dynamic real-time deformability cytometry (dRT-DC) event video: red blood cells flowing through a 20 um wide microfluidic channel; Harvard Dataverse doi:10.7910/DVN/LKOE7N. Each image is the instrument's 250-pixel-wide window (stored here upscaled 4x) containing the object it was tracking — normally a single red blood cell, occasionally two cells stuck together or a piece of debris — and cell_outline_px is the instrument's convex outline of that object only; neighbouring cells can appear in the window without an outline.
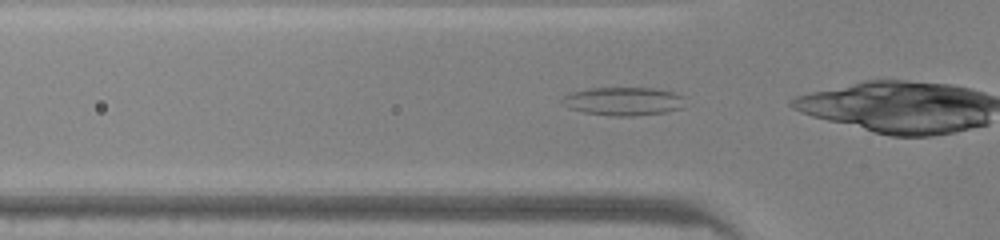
{"species": "common noctule bat (a hibernating species)", "species_latin": "Nyctalus noctula", "temperature_condition": "warm", "stored_images_in_passage": 29, "camera_frame_rate_fps": 3000, "um_per_image_px": 0.085, "animal": {"sex": "male", "body_mass_g": 20.0, "forearm_length_mm": 53.3}, "frame": {"image": 1, "passage_image": 7, "time_ms": 2.0, "image_size_px": [1000, 240], "cell_outline_px": [[684, 108], [668, 112], [636, 116], [612, 116], [584, 112], [568, 108], [560, 100], [564, 96], [572, 92], [588, 88], [652, 88], [672, 92], [684, 96]], "centroid_in_image_um": [53.01, 8.62], "position_along_channel_um": 72.8, "area_um2": 20.46}}
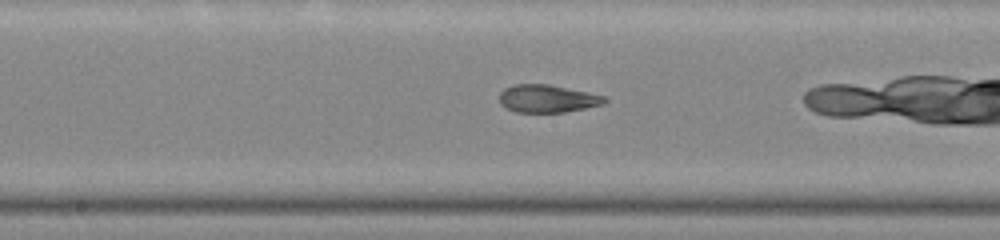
{"frame": {"image": 2, "passage_image": 16, "time_ms": 5.0, "image_size_px": [1000, 240], "cell_outline_px": [[608, 100], [604, 104], [564, 112], [516, 112], [500, 104], [500, 92], [504, 88], [516, 84], [548, 84], [588, 92], [604, 96]], "centroid_in_image_um": [46.53, 8.38], "position_along_channel_um": 201.7, "area_um2": 16.88}}
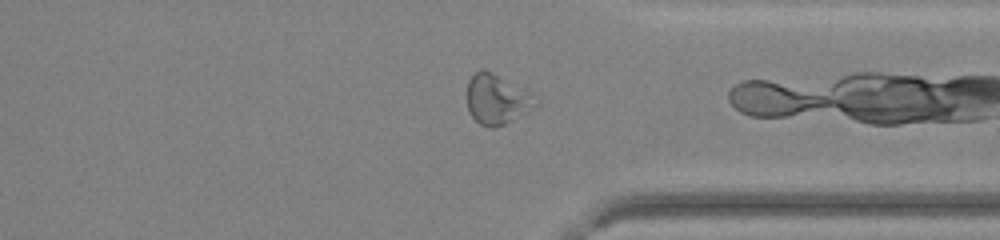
{"frame": {"image": 3, "passage_image": 28, "time_ms": 9.0, "image_size_px": [1000, 240], "cell_outline_px": [[540, 104], [504, 124], [492, 128], [488, 128], [480, 124], [468, 112], [468, 80], [480, 68], [484, 68], [492, 72], [528, 92]], "centroid_in_image_um": [42.19, 8.44], "position_along_channel_um": 369.2, "area_um2": 19.54}}